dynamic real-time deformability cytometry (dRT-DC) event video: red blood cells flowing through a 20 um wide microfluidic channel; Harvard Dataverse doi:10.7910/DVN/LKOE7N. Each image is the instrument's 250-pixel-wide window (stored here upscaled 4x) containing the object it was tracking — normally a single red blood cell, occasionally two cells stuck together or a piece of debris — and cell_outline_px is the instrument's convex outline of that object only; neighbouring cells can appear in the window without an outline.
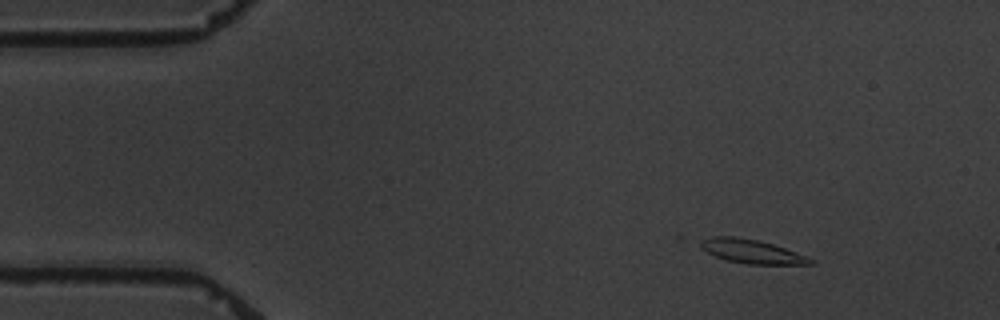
{"species": "common noctule bat (a hibernating species)", "species_latin": "Nyctalus noctula", "temperature_condition": "warm", "stored_images_in_passage": 5, "camera_frame_rate_fps": 3000, "um_per_image_px": 0.085, "animal": {"sex": "male", "body_mass_g": 19.5, "forearm_length_mm": 54.6}, "frame": {"image": 1, "passage_image": 2, "time_ms": 1.0, "image_size_px": [1000, 320], "cell_outline_px": [[816, 264], [748, 264], [724, 260], [700, 248], [700, 240], [712, 236], [732, 236], [756, 240], [772, 244], [796, 252], [816, 260]], "centroid_in_image_um": [63.89, 21.38], "position_along_channel_um": 21.1, "area_um2": 15.2}}
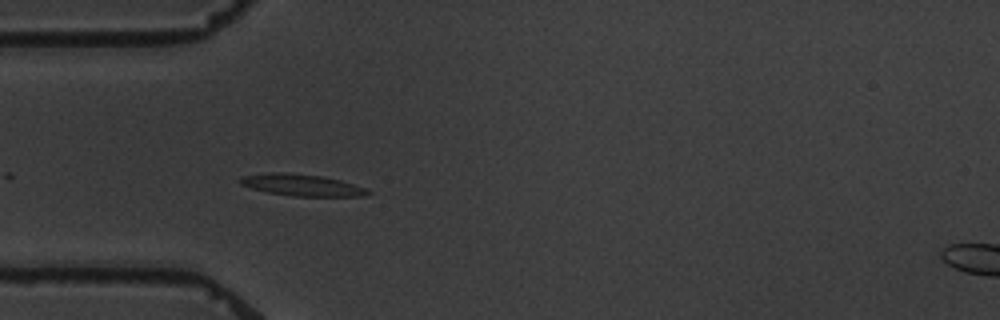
{"frame": {"image": 2, "passage_image": 4, "time_ms": 4.333, "image_size_px": [1000, 320], "cell_outline_px": [[372, 192], [360, 196], [292, 196], [268, 192], [252, 188], [240, 184], [240, 176], [268, 172], [284, 172], [324, 176], [340, 180], [364, 188]], "centroid_in_image_um": [25.6, 15.71], "position_along_channel_um": 59.4, "area_um2": 16.01}}